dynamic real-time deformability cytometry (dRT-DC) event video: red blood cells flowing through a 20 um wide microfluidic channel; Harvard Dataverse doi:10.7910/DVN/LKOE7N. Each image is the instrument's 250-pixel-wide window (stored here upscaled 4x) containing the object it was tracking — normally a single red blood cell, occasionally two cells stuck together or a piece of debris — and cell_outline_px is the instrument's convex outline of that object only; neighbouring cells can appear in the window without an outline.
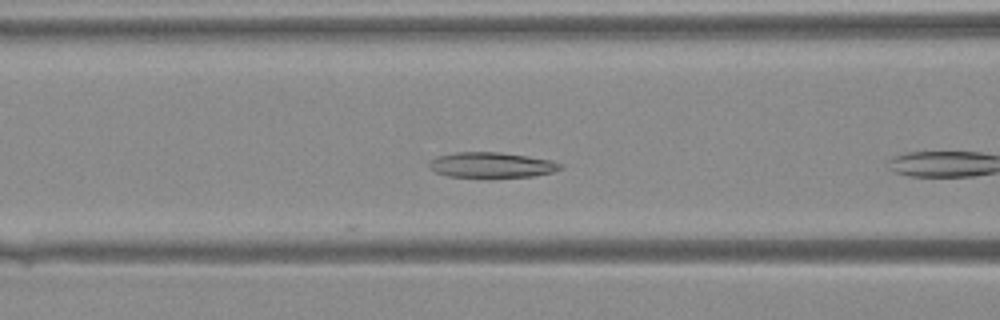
{"species": "Egyptian fruit bat (a non-hibernating species)", "species_latin": "Rousettus aegyptiacus", "temperature_condition": "warm", "stored_images_in_passage": 5, "camera_frame_rate_fps": 3000, "um_per_image_px": 0.085, "animal": {"sex": "female"}, "frame": {"image": 1, "passage_image": 4, "time_ms": 1.0, "image_size_px": [1000, 320], "cell_outline_px": [[564, 168], [552, 172], [532, 176], [448, 176], [436, 172], [428, 168], [428, 164], [436, 156], [452, 152], [500, 152], [528, 156], [548, 160], [564, 164]], "centroid_in_image_um": [41.77, 14.0], "position_along_channel_um": 124.8, "area_um2": 19.13}}